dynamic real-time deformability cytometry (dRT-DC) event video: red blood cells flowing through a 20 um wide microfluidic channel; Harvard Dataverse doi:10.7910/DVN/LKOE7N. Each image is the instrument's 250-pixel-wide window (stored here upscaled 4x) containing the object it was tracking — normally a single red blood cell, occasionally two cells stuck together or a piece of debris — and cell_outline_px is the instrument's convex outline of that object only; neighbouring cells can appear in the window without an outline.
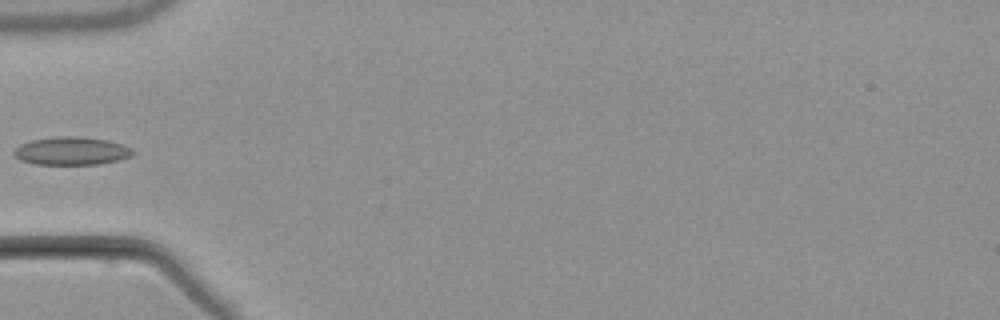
{"species": "common noctule bat (a hibernating species)", "species_latin": "Nyctalus noctula", "temperature_condition": "warm", "stored_images_in_passage": 5, "camera_frame_rate_fps": 3000, "um_per_image_px": 0.085, "animal": {"sex": "male", "body_mass_g": 21.5, "forearm_length_mm": 52.0}, "frame": {"image": 1, "passage_image": 5, "time_ms": 5.667, "image_size_px": [1000, 320], "cell_outline_px": [[136, 152], [132, 156], [100, 164], [32, 164], [20, 160], [12, 152], [20, 144], [32, 140], [56, 136], [76, 136], [108, 140], [132, 148]], "centroid_in_image_um": [6.07, 12.83], "position_along_channel_um": 78.9, "area_um2": 19.42}}